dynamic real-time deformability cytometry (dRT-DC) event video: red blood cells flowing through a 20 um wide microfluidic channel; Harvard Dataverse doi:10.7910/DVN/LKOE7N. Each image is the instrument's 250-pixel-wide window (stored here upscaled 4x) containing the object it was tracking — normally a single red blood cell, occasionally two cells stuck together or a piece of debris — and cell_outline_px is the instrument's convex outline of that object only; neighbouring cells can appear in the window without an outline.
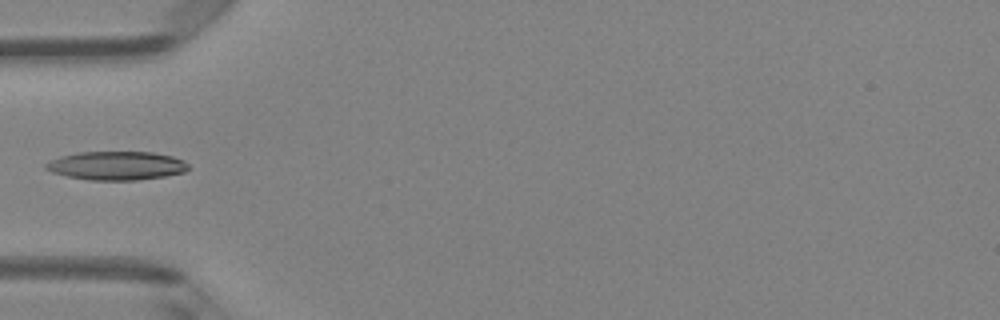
{"species": "Egyptian fruit bat (a non-hibernating species)", "species_latin": "Rousettus aegyptiacus", "temperature_condition": "room temperature", "stored_images_in_passage": 4, "camera_frame_rate_fps": 3000, "um_per_image_px": 0.085, "animal": {"sex": "female"}, "frame": {"image": 1, "passage_image": 3, "time_ms": 2.667, "image_size_px": [1000, 320], "cell_outline_px": [[192, 168], [184, 172], [164, 176], [136, 180], [88, 180], [68, 176], [52, 172], [44, 168], [44, 164], [60, 156], [76, 152], [152, 152], [172, 156], [184, 160]], "centroid_in_image_um": [9.92, 14.08], "position_along_channel_um": 75.1, "area_um2": 23.87}}
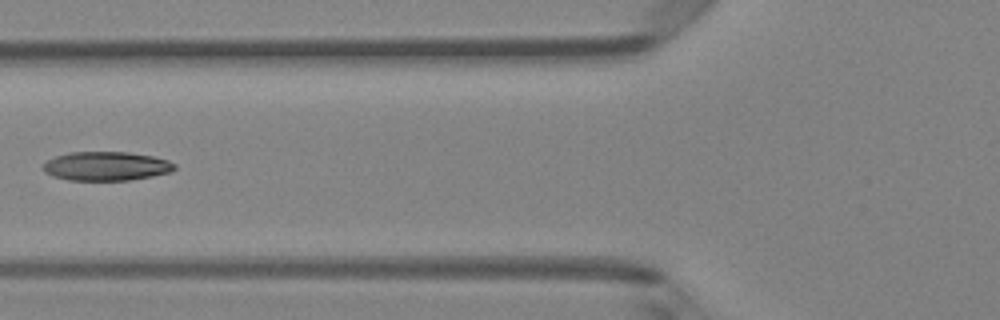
{"frame": {"image": 2, "passage_image": 4, "time_ms": 3.667, "image_size_px": [1000, 320], "cell_outline_px": [[176, 168], [172, 172], [152, 176], [128, 180], [68, 180], [52, 176], [44, 172], [44, 164], [48, 160], [56, 156], [68, 152], [128, 152], [152, 156], [168, 160], [176, 164]], "centroid_in_image_um": [9.05, 14.12], "position_along_channel_um": 116.7, "area_um2": 22.2}}